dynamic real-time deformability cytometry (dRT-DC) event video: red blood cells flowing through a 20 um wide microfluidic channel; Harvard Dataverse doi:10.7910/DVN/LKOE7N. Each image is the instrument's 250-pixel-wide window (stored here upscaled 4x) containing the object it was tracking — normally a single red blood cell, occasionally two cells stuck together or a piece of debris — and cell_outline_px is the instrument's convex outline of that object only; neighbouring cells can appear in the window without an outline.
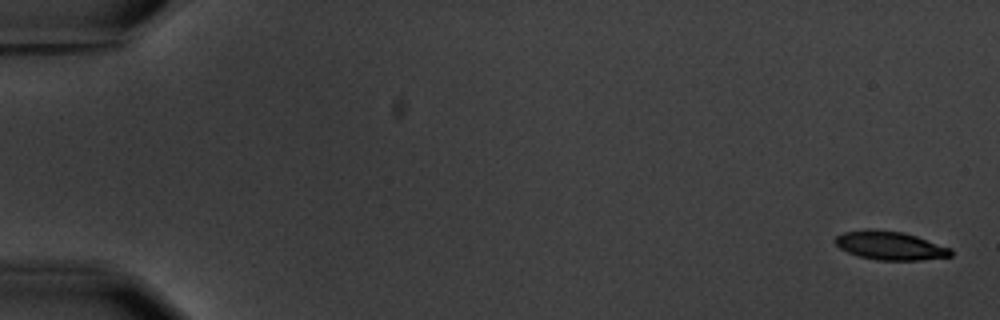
{"species": "common noctule bat (a hibernating species)", "species_latin": "Nyctalus noctula", "temperature_condition": "warm", "stored_images_in_passage": 6, "camera_frame_rate_fps": 3000, "um_per_image_px": 0.085, "animal": {"sex": "male", "body_mass_g": 20.1, "forearm_length_mm": 53.5}, "frame": {"image": 1, "passage_image": 1, "time_ms": 0.0, "image_size_px": [1000, 320], "cell_outline_px": [[952, 256], [920, 260], [876, 260], [860, 256], [848, 252], [840, 248], [832, 240], [836, 236], [844, 232], [868, 228], [904, 232], [952, 248]], "centroid_in_image_um": [75.65, 20.86], "position_along_channel_um": 9.4, "area_um2": 19.36}}
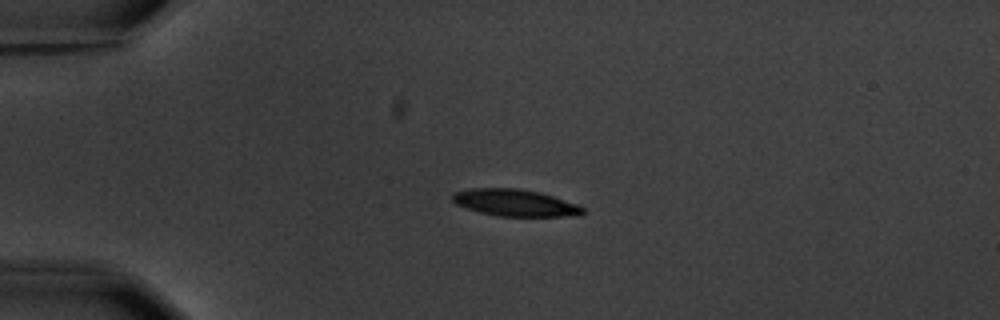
{"frame": {"image": 2, "passage_image": 4, "time_ms": 4.333, "image_size_px": [1000, 320], "cell_outline_px": [[584, 212], [580, 216], [496, 216], [480, 212], [456, 204], [452, 200], [452, 196], [456, 192], [468, 188], [516, 188], [536, 192], [552, 196], [576, 204], [584, 208]], "centroid_in_image_um": [43.77, 17.24], "position_along_channel_um": 41.2, "area_um2": 20.17}}
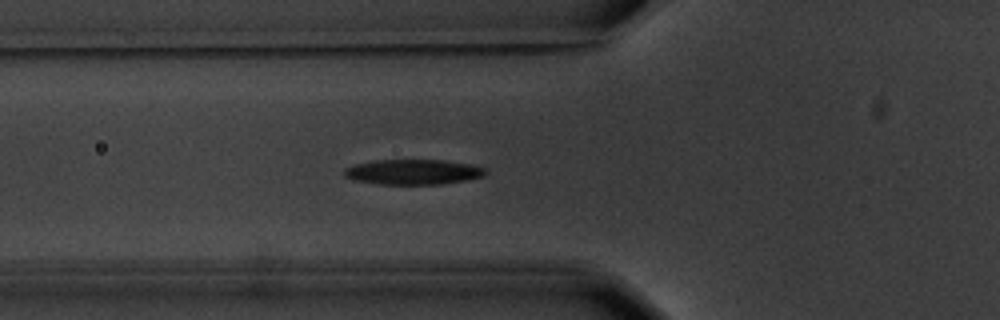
{"frame": {"image": 3, "passage_image": 6, "time_ms": 6.667, "image_size_px": [1000, 320], "cell_outline_px": [[488, 172], [484, 176], [468, 180], [440, 184], [376, 184], [356, 180], [344, 176], [344, 168], [356, 164], [376, 160], [444, 160], [472, 164], [484, 168]], "centroid_in_image_um": [35.15, 14.61], "position_along_channel_um": 90.7, "area_um2": 20.75}}